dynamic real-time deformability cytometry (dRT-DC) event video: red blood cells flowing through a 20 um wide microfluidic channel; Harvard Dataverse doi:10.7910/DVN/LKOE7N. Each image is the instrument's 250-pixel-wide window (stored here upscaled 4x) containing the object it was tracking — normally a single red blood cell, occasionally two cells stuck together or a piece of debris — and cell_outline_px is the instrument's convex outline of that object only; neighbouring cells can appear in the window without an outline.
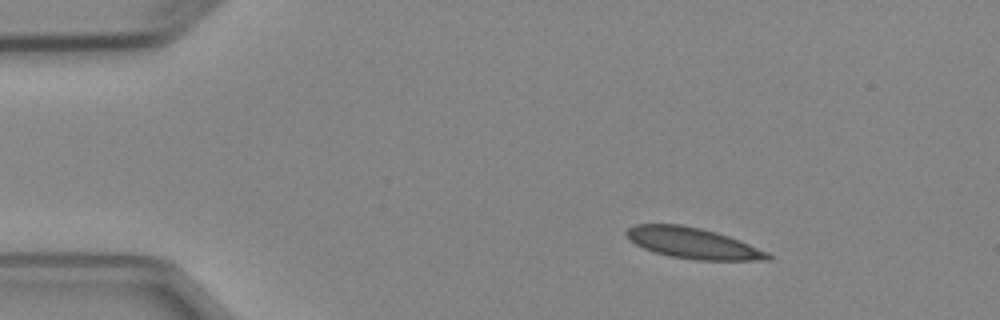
{"species": "Egyptian fruit bat (a non-hibernating species)", "species_latin": "Rousettus aegyptiacus", "temperature_condition": "cold", "stored_images_in_passage": 4, "camera_frame_rate_fps": 3000, "um_per_image_px": 0.085, "animal": {"sex": "female"}, "frame": {"image": 1, "passage_image": 2, "time_ms": 1.0, "image_size_px": [1000, 320], "cell_outline_px": [[772, 260], [696, 260], [672, 256], [652, 252], [636, 244], [624, 232], [628, 228], [636, 224], [680, 224], [700, 228], [716, 232], [740, 240], [768, 252], [772, 256]], "centroid_in_image_um": [58.92, 20.67], "position_along_channel_um": 26.1, "area_um2": 25.32}}